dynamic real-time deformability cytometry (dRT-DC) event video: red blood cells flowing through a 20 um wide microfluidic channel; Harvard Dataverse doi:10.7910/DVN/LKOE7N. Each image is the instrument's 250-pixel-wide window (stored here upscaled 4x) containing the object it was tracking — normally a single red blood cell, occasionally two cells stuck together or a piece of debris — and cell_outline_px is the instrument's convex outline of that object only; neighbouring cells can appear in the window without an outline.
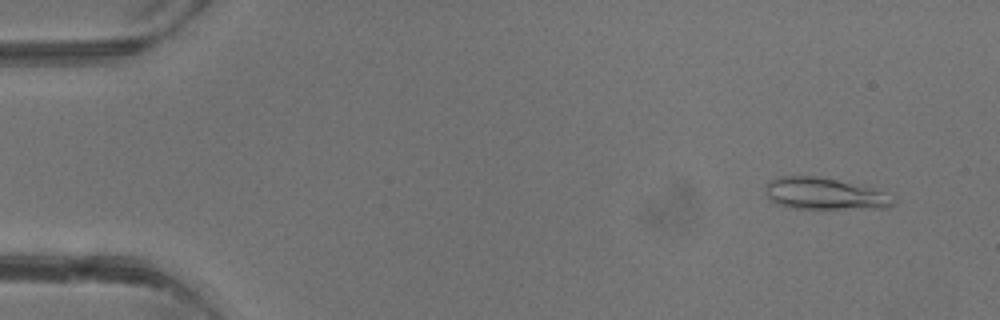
{"species": "common noctule bat (a hibernating species)", "species_latin": "Nyctalus noctula", "temperature_condition": "warm", "stored_images_in_passage": 2, "camera_frame_rate_fps": 3000, "um_per_image_px": 0.085, "animal": {"sex": "male", "body_mass_g": 13.3}, "frame": {"image": 1, "passage_image": 1, "time_ms": 0.0, "image_size_px": [1000, 320], "cell_outline_px": [[896, 204], [888, 208], [792, 208], [776, 204], [768, 196], [768, 180], [780, 176], [816, 176], [836, 180], [872, 188], [884, 192], [896, 200]], "centroid_in_image_um": [70.12, 16.47], "position_along_channel_um": 14.9, "area_um2": 23.29}}